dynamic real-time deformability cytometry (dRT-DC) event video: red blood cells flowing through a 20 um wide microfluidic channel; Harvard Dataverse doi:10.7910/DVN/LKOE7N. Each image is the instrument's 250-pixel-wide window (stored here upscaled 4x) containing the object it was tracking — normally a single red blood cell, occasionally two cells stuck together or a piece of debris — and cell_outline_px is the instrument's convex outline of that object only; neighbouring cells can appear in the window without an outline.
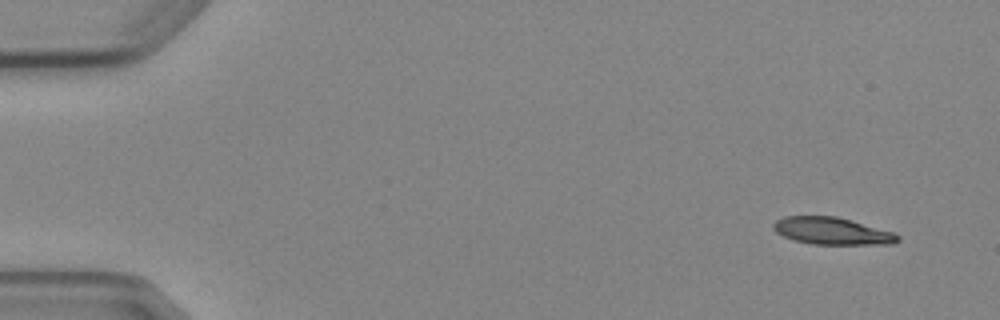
{"species": "Egyptian fruit bat (a non-hibernating species)", "species_latin": "Rousettus aegyptiacus", "temperature_condition": "cold", "stored_images_in_passage": 6, "segment_of_instrument_passage": [2, 2], "camera_frame_rate_fps": 3000, "um_per_image_px": 0.085, "animal": {"sex": "female"}, "frame": {"image": 1, "passage_image": 6, "time_ms": 6.0, "image_size_px": [1000, 320], "cell_outline_px": [[900, 240], [892, 244], [812, 244], [792, 240], [776, 232], [772, 228], [772, 224], [776, 220], [784, 216], [836, 216], [896, 232], [900, 236]], "centroid_in_image_um": [70.74, 19.63], "position_along_channel_um": 14.3, "area_um2": 19.88}}